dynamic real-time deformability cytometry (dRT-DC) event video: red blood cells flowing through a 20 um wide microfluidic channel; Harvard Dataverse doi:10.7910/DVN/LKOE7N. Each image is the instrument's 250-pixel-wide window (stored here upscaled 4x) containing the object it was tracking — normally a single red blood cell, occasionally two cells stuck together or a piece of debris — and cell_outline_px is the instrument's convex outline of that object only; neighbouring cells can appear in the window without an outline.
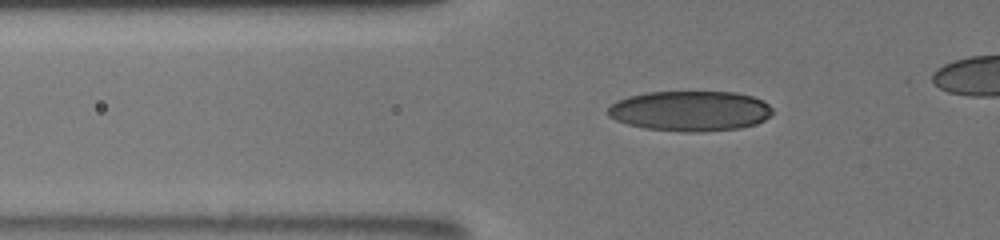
{"species": "human", "species_latin": "Homo sapiens", "temperature_condition": "room temperature", "stored_images_in_passage": 14, "camera_frame_rate_fps": 3000, "um_per_image_px": 0.085, "donor": {"sex": "male"}, "frame": {"image": 1, "passage_image": 11, "time_ms": 2.667, "image_size_px": [1000, 240], "cell_outline_px": [[772, 112], [764, 120], [756, 124], [740, 128], [696, 132], [684, 132], [644, 128], [628, 124], [616, 120], [608, 116], [608, 108], [616, 100], [628, 96], [648, 92], [736, 92], [752, 96], [764, 100], [772, 108]], "centroid_in_image_um": [58.66, 9.43], "position_along_channel_um": 67.1, "area_um2": 38.67}}